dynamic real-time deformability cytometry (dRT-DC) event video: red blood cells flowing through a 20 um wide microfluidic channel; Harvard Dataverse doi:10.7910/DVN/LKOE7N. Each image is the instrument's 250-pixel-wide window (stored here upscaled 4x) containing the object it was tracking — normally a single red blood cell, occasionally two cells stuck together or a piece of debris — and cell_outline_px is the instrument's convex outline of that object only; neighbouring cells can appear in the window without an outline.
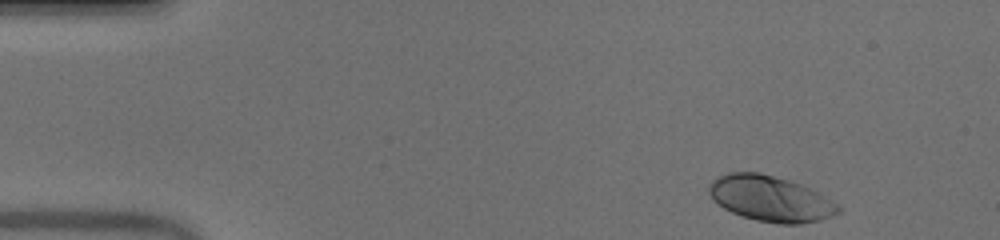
{"species": "human", "species_latin": "Homo sapiens", "temperature_condition": "warm", "stored_images_in_passage": 47, "camera_frame_rate_fps": 3000, "um_per_image_px": 0.085, "donor": {"sex": "male"}, "frame": {"image": 1, "passage_image": 1, "time_ms": 0.0, "image_size_px": [1000, 240], "cell_outline_px": [[840, 212], [832, 216], [820, 220], [800, 224], [780, 224], [756, 220], [732, 212], [724, 208], [708, 192], [708, 184], [712, 180], [728, 172], [756, 172], [788, 180], [800, 184], [824, 196], [836, 204], [840, 208]], "centroid_in_image_um": [65.48, 16.89], "position_along_channel_um": 19.5, "area_um2": 33.81}}
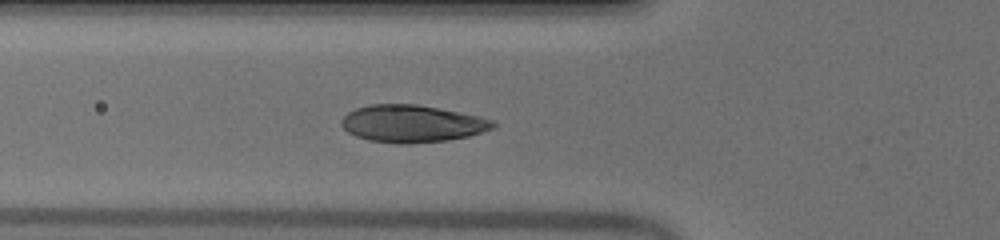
{"frame": {"image": 2, "passage_image": 14, "time_ms": 4.333, "image_size_px": [1000, 240], "cell_outline_px": [[496, 128], [468, 136], [448, 140], [408, 144], [396, 144], [368, 140], [356, 136], [348, 132], [340, 124], [340, 120], [348, 112], [356, 108], [368, 104], [416, 104], [460, 112], [480, 116], [492, 120], [496, 124]], "centroid_in_image_um": [35.02, 10.51], "position_along_channel_um": 90.8, "area_um2": 33.12}}
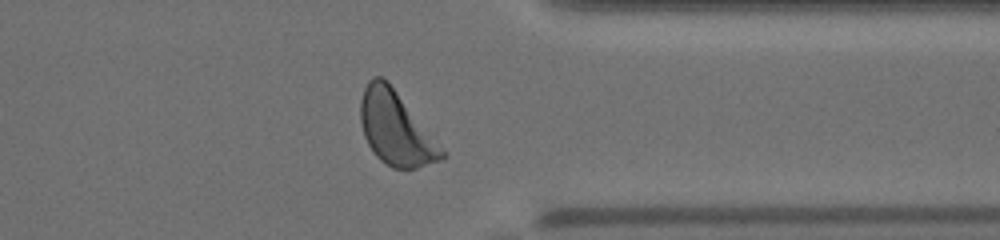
{"frame": {"image": 3, "passage_image": 36, "time_ms": 11.667, "image_size_px": [1000, 240], "cell_outline_px": [[448, 156], [416, 168], [392, 168], [384, 164], [372, 152], [364, 136], [360, 124], [360, 100], [364, 88], [368, 80], [372, 76], [384, 76], [388, 80]], "centroid_in_image_um": [33.58, 10.89], "position_along_channel_um": 377.8, "area_um2": 34.56}, "authors_computed_cell_mechanics": {"area_um2": 33.3506, "velocity_mm_per_s": 3.9673, "shape_relaxation_time_tau1_ms": 1.8807, "shape_relaxation_time_tau2_ms": null, "deformation_change_tau1": 0.1563, "deformation_change_tau2": null}}